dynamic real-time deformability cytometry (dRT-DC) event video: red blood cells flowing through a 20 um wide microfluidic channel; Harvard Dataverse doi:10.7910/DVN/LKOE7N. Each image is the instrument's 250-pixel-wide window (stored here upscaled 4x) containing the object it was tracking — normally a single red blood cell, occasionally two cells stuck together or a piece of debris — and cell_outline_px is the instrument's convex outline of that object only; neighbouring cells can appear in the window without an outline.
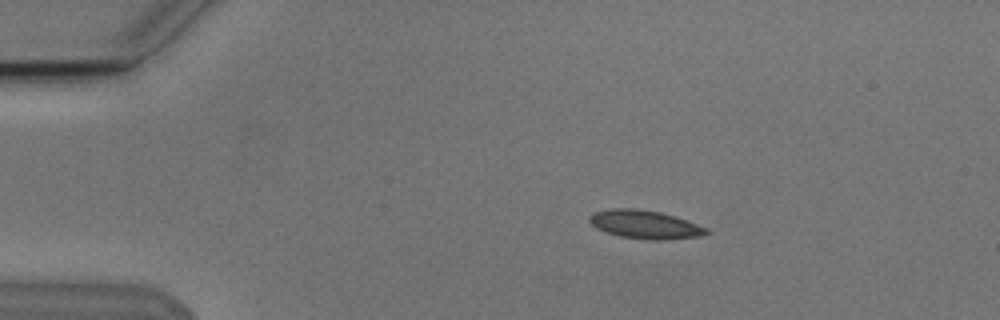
{"species": "Egyptian fruit bat (a non-hibernating species)", "species_latin": "Rousettus aegyptiacus", "temperature_condition": "cold", "stored_images_in_passage": 2, "camera_frame_rate_fps": 3000, "um_per_image_px": 0.085, "animal": {"sex": "male"}, "frame": {"image": 1, "passage_image": 2, "time_ms": 1.333, "image_size_px": [1000, 320], "cell_outline_px": [[712, 232], [700, 236], [664, 240], [648, 240], [620, 236], [596, 228], [588, 220], [588, 216], [592, 212], [612, 208], [636, 208], [660, 212], [708, 228]], "centroid_in_image_um": [54.8, 19.08], "position_along_channel_um": 30.2, "area_um2": 19.31}}